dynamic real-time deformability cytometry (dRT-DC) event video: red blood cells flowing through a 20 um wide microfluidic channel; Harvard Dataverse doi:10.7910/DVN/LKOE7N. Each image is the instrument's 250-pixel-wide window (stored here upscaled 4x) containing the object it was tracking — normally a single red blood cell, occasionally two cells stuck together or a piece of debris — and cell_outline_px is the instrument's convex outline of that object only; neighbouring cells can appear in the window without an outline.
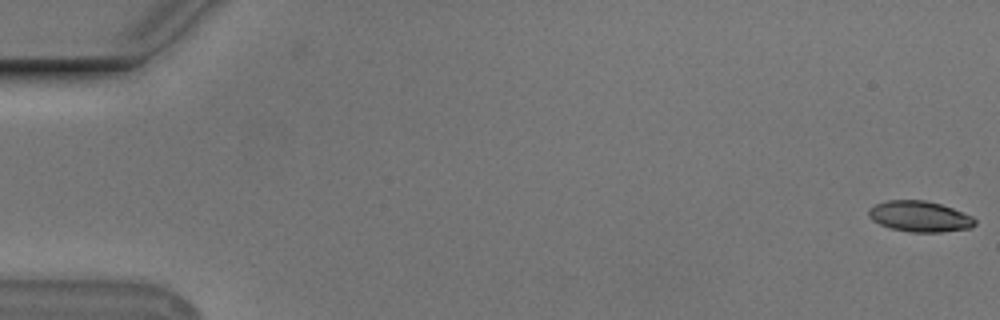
{"species": "Egyptian fruit bat (a non-hibernating species)", "species_latin": "Rousettus aegyptiacus", "temperature_condition": "cold", "stored_images_in_passage": 2, "camera_frame_rate_fps": 3000, "um_per_image_px": 0.085, "animal": {"sex": "male"}, "frame": {"image": 1, "passage_image": 2, "time_ms": 0.333, "image_size_px": [1000, 320], "cell_outline_px": [[976, 224], [972, 228], [940, 232], [912, 232], [892, 228], [880, 224], [872, 220], [868, 216], [868, 208], [876, 204], [888, 200], [924, 200], [940, 204], [952, 208], [972, 216], [976, 220]], "centroid_in_image_um": [78.18, 18.39], "position_along_channel_um": 6.8, "area_um2": 19.02}}